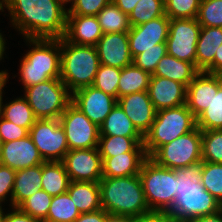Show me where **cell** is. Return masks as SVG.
Masks as SVG:
<instances>
[{
  "label": "cell",
  "instance_id": "obj_1",
  "mask_svg": "<svg viewBox=\"0 0 222 222\" xmlns=\"http://www.w3.org/2000/svg\"><path fill=\"white\" fill-rule=\"evenodd\" d=\"M0 7L8 9L13 27L25 38L64 37L67 10L59 0H0Z\"/></svg>",
  "mask_w": 222,
  "mask_h": 222
},
{
  "label": "cell",
  "instance_id": "obj_2",
  "mask_svg": "<svg viewBox=\"0 0 222 222\" xmlns=\"http://www.w3.org/2000/svg\"><path fill=\"white\" fill-rule=\"evenodd\" d=\"M203 161L188 167L175 169L176 196L166 212L174 222L213 214L222 209L220 202L201 183Z\"/></svg>",
  "mask_w": 222,
  "mask_h": 222
},
{
  "label": "cell",
  "instance_id": "obj_3",
  "mask_svg": "<svg viewBox=\"0 0 222 222\" xmlns=\"http://www.w3.org/2000/svg\"><path fill=\"white\" fill-rule=\"evenodd\" d=\"M101 207L108 214L134 217L151 212L138 175L102 177L99 182Z\"/></svg>",
  "mask_w": 222,
  "mask_h": 222
},
{
  "label": "cell",
  "instance_id": "obj_4",
  "mask_svg": "<svg viewBox=\"0 0 222 222\" xmlns=\"http://www.w3.org/2000/svg\"><path fill=\"white\" fill-rule=\"evenodd\" d=\"M34 45L20 65V80L24 89L49 79H60L61 39L26 38Z\"/></svg>",
  "mask_w": 222,
  "mask_h": 222
},
{
  "label": "cell",
  "instance_id": "obj_5",
  "mask_svg": "<svg viewBox=\"0 0 222 222\" xmlns=\"http://www.w3.org/2000/svg\"><path fill=\"white\" fill-rule=\"evenodd\" d=\"M100 66L95 46L77 45L61 38V81L74 91L92 86Z\"/></svg>",
  "mask_w": 222,
  "mask_h": 222
},
{
  "label": "cell",
  "instance_id": "obj_6",
  "mask_svg": "<svg viewBox=\"0 0 222 222\" xmlns=\"http://www.w3.org/2000/svg\"><path fill=\"white\" fill-rule=\"evenodd\" d=\"M197 127V118L186 104L156 111L150 130L144 135V149L151 157L161 146Z\"/></svg>",
  "mask_w": 222,
  "mask_h": 222
},
{
  "label": "cell",
  "instance_id": "obj_7",
  "mask_svg": "<svg viewBox=\"0 0 222 222\" xmlns=\"http://www.w3.org/2000/svg\"><path fill=\"white\" fill-rule=\"evenodd\" d=\"M139 177L149 209L167 212L172 207L177 193L175 169L160 166L147 157L141 166Z\"/></svg>",
  "mask_w": 222,
  "mask_h": 222
},
{
  "label": "cell",
  "instance_id": "obj_8",
  "mask_svg": "<svg viewBox=\"0 0 222 222\" xmlns=\"http://www.w3.org/2000/svg\"><path fill=\"white\" fill-rule=\"evenodd\" d=\"M24 90L37 119H59L72 102V93L61 79H49Z\"/></svg>",
  "mask_w": 222,
  "mask_h": 222
},
{
  "label": "cell",
  "instance_id": "obj_9",
  "mask_svg": "<svg viewBox=\"0 0 222 222\" xmlns=\"http://www.w3.org/2000/svg\"><path fill=\"white\" fill-rule=\"evenodd\" d=\"M169 169L188 167L202 161V132L196 127L176 140L161 146L151 157Z\"/></svg>",
  "mask_w": 222,
  "mask_h": 222
},
{
  "label": "cell",
  "instance_id": "obj_10",
  "mask_svg": "<svg viewBox=\"0 0 222 222\" xmlns=\"http://www.w3.org/2000/svg\"><path fill=\"white\" fill-rule=\"evenodd\" d=\"M69 150L98 148L100 129L72 102L59 118Z\"/></svg>",
  "mask_w": 222,
  "mask_h": 222
},
{
  "label": "cell",
  "instance_id": "obj_11",
  "mask_svg": "<svg viewBox=\"0 0 222 222\" xmlns=\"http://www.w3.org/2000/svg\"><path fill=\"white\" fill-rule=\"evenodd\" d=\"M29 135L44 161H62L69 151L59 119H37Z\"/></svg>",
  "mask_w": 222,
  "mask_h": 222
},
{
  "label": "cell",
  "instance_id": "obj_12",
  "mask_svg": "<svg viewBox=\"0 0 222 222\" xmlns=\"http://www.w3.org/2000/svg\"><path fill=\"white\" fill-rule=\"evenodd\" d=\"M200 31L201 25L196 18L170 19L166 40L167 54L196 67V44Z\"/></svg>",
  "mask_w": 222,
  "mask_h": 222
},
{
  "label": "cell",
  "instance_id": "obj_13",
  "mask_svg": "<svg viewBox=\"0 0 222 222\" xmlns=\"http://www.w3.org/2000/svg\"><path fill=\"white\" fill-rule=\"evenodd\" d=\"M70 181L99 183L102 159L98 148L69 150L62 160Z\"/></svg>",
  "mask_w": 222,
  "mask_h": 222
},
{
  "label": "cell",
  "instance_id": "obj_14",
  "mask_svg": "<svg viewBox=\"0 0 222 222\" xmlns=\"http://www.w3.org/2000/svg\"><path fill=\"white\" fill-rule=\"evenodd\" d=\"M72 103L100 127L117 104V99L93 86H86L72 93Z\"/></svg>",
  "mask_w": 222,
  "mask_h": 222
},
{
  "label": "cell",
  "instance_id": "obj_15",
  "mask_svg": "<svg viewBox=\"0 0 222 222\" xmlns=\"http://www.w3.org/2000/svg\"><path fill=\"white\" fill-rule=\"evenodd\" d=\"M170 19L164 15L128 31L129 49L132 58L150 48H159V43H166Z\"/></svg>",
  "mask_w": 222,
  "mask_h": 222
},
{
  "label": "cell",
  "instance_id": "obj_16",
  "mask_svg": "<svg viewBox=\"0 0 222 222\" xmlns=\"http://www.w3.org/2000/svg\"><path fill=\"white\" fill-rule=\"evenodd\" d=\"M95 47L100 64L120 69L133 64L128 32L103 34Z\"/></svg>",
  "mask_w": 222,
  "mask_h": 222
},
{
  "label": "cell",
  "instance_id": "obj_17",
  "mask_svg": "<svg viewBox=\"0 0 222 222\" xmlns=\"http://www.w3.org/2000/svg\"><path fill=\"white\" fill-rule=\"evenodd\" d=\"M222 85V75L200 71L187 86L186 105L197 118L210 105L213 90Z\"/></svg>",
  "mask_w": 222,
  "mask_h": 222
},
{
  "label": "cell",
  "instance_id": "obj_18",
  "mask_svg": "<svg viewBox=\"0 0 222 222\" xmlns=\"http://www.w3.org/2000/svg\"><path fill=\"white\" fill-rule=\"evenodd\" d=\"M117 103L136 129L144 136L150 130L156 115L148 91L125 95L118 98Z\"/></svg>",
  "mask_w": 222,
  "mask_h": 222
},
{
  "label": "cell",
  "instance_id": "obj_19",
  "mask_svg": "<svg viewBox=\"0 0 222 222\" xmlns=\"http://www.w3.org/2000/svg\"><path fill=\"white\" fill-rule=\"evenodd\" d=\"M44 162L30 135L19 140L3 143L1 165L17 171L34 167Z\"/></svg>",
  "mask_w": 222,
  "mask_h": 222
},
{
  "label": "cell",
  "instance_id": "obj_20",
  "mask_svg": "<svg viewBox=\"0 0 222 222\" xmlns=\"http://www.w3.org/2000/svg\"><path fill=\"white\" fill-rule=\"evenodd\" d=\"M147 91L156 111L186 104L187 88L168 78L151 76Z\"/></svg>",
  "mask_w": 222,
  "mask_h": 222
},
{
  "label": "cell",
  "instance_id": "obj_21",
  "mask_svg": "<svg viewBox=\"0 0 222 222\" xmlns=\"http://www.w3.org/2000/svg\"><path fill=\"white\" fill-rule=\"evenodd\" d=\"M97 16L67 15L64 39L77 45L96 46L103 36Z\"/></svg>",
  "mask_w": 222,
  "mask_h": 222
},
{
  "label": "cell",
  "instance_id": "obj_22",
  "mask_svg": "<svg viewBox=\"0 0 222 222\" xmlns=\"http://www.w3.org/2000/svg\"><path fill=\"white\" fill-rule=\"evenodd\" d=\"M147 158L146 152H125L102 159V177H128L138 175Z\"/></svg>",
  "mask_w": 222,
  "mask_h": 222
},
{
  "label": "cell",
  "instance_id": "obj_23",
  "mask_svg": "<svg viewBox=\"0 0 222 222\" xmlns=\"http://www.w3.org/2000/svg\"><path fill=\"white\" fill-rule=\"evenodd\" d=\"M42 164L16 171L11 207L18 208L38 189H42Z\"/></svg>",
  "mask_w": 222,
  "mask_h": 222
},
{
  "label": "cell",
  "instance_id": "obj_24",
  "mask_svg": "<svg viewBox=\"0 0 222 222\" xmlns=\"http://www.w3.org/2000/svg\"><path fill=\"white\" fill-rule=\"evenodd\" d=\"M67 193L80 213L102 209L99 183L70 181Z\"/></svg>",
  "mask_w": 222,
  "mask_h": 222
},
{
  "label": "cell",
  "instance_id": "obj_25",
  "mask_svg": "<svg viewBox=\"0 0 222 222\" xmlns=\"http://www.w3.org/2000/svg\"><path fill=\"white\" fill-rule=\"evenodd\" d=\"M200 71L192 64L166 54L151 76H160L183 84L186 88Z\"/></svg>",
  "mask_w": 222,
  "mask_h": 222
},
{
  "label": "cell",
  "instance_id": "obj_26",
  "mask_svg": "<svg viewBox=\"0 0 222 222\" xmlns=\"http://www.w3.org/2000/svg\"><path fill=\"white\" fill-rule=\"evenodd\" d=\"M222 44V28L201 27L196 44V68L205 71L214 61L216 51Z\"/></svg>",
  "mask_w": 222,
  "mask_h": 222
},
{
  "label": "cell",
  "instance_id": "obj_27",
  "mask_svg": "<svg viewBox=\"0 0 222 222\" xmlns=\"http://www.w3.org/2000/svg\"><path fill=\"white\" fill-rule=\"evenodd\" d=\"M144 137L99 136L101 158H110L125 152H145Z\"/></svg>",
  "mask_w": 222,
  "mask_h": 222
},
{
  "label": "cell",
  "instance_id": "obj_28",
  "mask_svg": "<svg viewBox=\"0 0 222 222\" xmlns=\"http://www.w3.org/2000/svg\"><path fill=\"white\" fill-rule=\"evenodd\" d=\"M70 183L62 161H45L42 164V190L49 195L64 194Z\"/></svg>",
  "mask_w": 222,
  "mask_h": 222
},
{
  "label": "cell",
  "instance_id": "obj_29",
  "mask_svg": "<svg viewBox=\"0 0 222 222\" xmlns=\"http://www.w3.org/2000/svg\"><path fill=\"white\" fill-rule=\"evenodd\" d=\"M99 129L100 136L144 137L118 103L113 107Z\"/></svg>",
  "mask_w": 222,
  "mask_h": 222
},
{
  "label": "cell",
  "instance_id": "obj_30",
  "mask_svg": "<svg viewBox=\"0 0 222 222\" xmlns=\"http://www.w3.org/2000/svg\"><path fill=\"white\" fill-rule=\"evenodd\" d=\"M151 75L134 64L121 69L118 98L128 94L147 91Z\"/></svg>",
  "mask_w": 222,
  "mask_h": 222
},
{
  "label": "cell",
  "instance_id": "obj_31",
  "mask_svg": "<svg viewBox=\"0 0 222 222\" xmlns=\"http://www.w3.org/2000/svg\"><path fill=\"white\" fill-rule=\"evenodd\" d=\"M1 117L28 131L37 120L25 97L16 98L6 105L2 102Z\"/></svg>",
  "mask_w": 222,
  "mask_h": 222
},
{
  "label": "cell",
  "instance_id": "obj_32",
  "mask_svg": "<svg viewBox=\"0 0 222 222\" xmlns=\"http://www.w3.org/2000/svg\"><path fill=\"white\" fill-rule=\"evenodd\" d=\"M97 18L104 34L128 32L131 29L129 17L110 1Z\"/></svg>",
  "mask_w": 222,
  "mask_h": 222
},
{
  "label": "cell",
  "instance_id": "obj_33",
  "mask_svg": "<svg viewBox=\"0 0 222 222\" xmlns=\"http://www.w3.org/2000/svg\"><path fill=\"white\" fill-rule=\"evenodd\" d=\"M80 214L66 192L52 197L47 218L43 222H74Z\"/></svg>",
  "mask_w": 222,
  "mask_h": 222
},
{
  "label": "cell",
  "instance_id": "obj_34",
  "mask_svg": "<svg viewBox=\"0 0 222 222\" xmlns=\"http://www.w3.org/2000/svg\"><path fill=\"white\" fill-rule=\"evenodd\" d=\"M197 127L201 131L222 129V85L213 90L209 107L197 117Z\"/></svg>",
  "mask_w": 222,
  "mask_h": 222
},
{
  "label": "cell",
  "instance_id": "obj_35",
  "mask_svg": "<svg viewBox=\"0 0 222 222\" xmlns=\"http://www.w3.org/2000/svg\"><path fill=\"white\" fill-rule=\"evenodd\" d=\"M165 15L164 0H140L128 15L131 27Z\"/></svg>",
  "mask_w": 222,
  "mask_h": 222
},
{
  "label": "cell",
  "instance_id": "obj_36",
  "mask_svg": "<svg viewBox=\"0 0 222 222\" xmlns=\"http://www.w3.org/2000/svg\"><path fill=\"white\" fill-rule=\"evenodd\" d=\"M52 195H49L46 191L38 189L32 196L27 198L18 208L36 218L40 222H43L48 215L49 207L52 201Z\"/></svg>",
  "mask_w": 222,
  "mask_h": 222
},
{
  "label": "cell",
  "instance_id": "obj_37",
  "mask_svg": "<svg viewBox=\"0 0 222 222\" xmlns=\"http://www.w3.org/2000/svg\"><path fill=\"white\" fill-rule=\"evenodd\" d=\"M121 69L100 64L92 86L118 99Z\"/></svg>",
  "mask_w": 222,
  "mask_h": 222
},
{
  "label": "cell",
  "instance_id": "obj_38",
  "mask_svg": "<svg viewBox=\"0 0 222 222\" xmlns=\"http://www.w3.org/2000/svg\"><path fill=\"white\" fill-rule=\"evenodd\" d=\"M201 183L222 205V164L203 162Z\"/></svg>",
  "mask_w": 222,
  "mask_h": 222
},
{
  "label": "cell",
  "instance_id": "obj_39",
  "mask_svg": "<svg viewBox=\"0 0 222 222\" xmlns=\"http://www.w3.org/2000/svg\"><path fill=\"white\" fill-rule=\"evenodd\" d=\"M202 132V161L222 164V129Z\"/></svg>",
  "mask_w": 222,
  "mask_h": 222
},
{
  "label": "cell",
  "instance_id": "obj_40",
  "mask_svg": "<svg viewBox=\"0 0 222 222\" xmlns=\"http://www.w3.org/2000/svg\"><path fill=\"white\" fill-rule=\"evenodd\" d=\"M165 15L169 19L197 18L201 0H164Z\"/></svg>",
  "mask_w": 222,
  "mask_h": 222
},
{
  "label": "cell",
  "instance_id": "obj_41",
  "mask_svg": "<svg viewBox=\"0 0 222 222\" xmlns=\"http://www.w3.org/2000/svg\"><path fill=\"white\" fill-rule=\"evenodd\" d=\"M196 19L201 27L222 28V0H201Z\"/></svg>",
  "mask_w": 222,
  "mask_h": 222
},
{
  "label": "cell",
  "instance_id": "obj_42",
  "mask_svg": "<svg viewBox=\"0 0 222 222\" xmlns=\"http://www.w3.org/2000/svg\"><path fill=\"white\" fill-rule=\"evenodd\" d=\"M167 54L166 43H159V48H150L133 58V64L153 75L160 59Z\"/></svg>",
  "mask_w": 222,
  "mask_h": 222
},
{
  "label": "cell",
  "instance_id": "obj_43",
  "mask_svg": "<svg viewBox=\"0 0 222 222\" xmlns=\"http://www.w3.org/2000/svg\"><path fill=\"white\" fill-rule=\"evenodd\" d=\"M112 0H74L67 15L97 16Z\"/></svg>",
  "mask_w": 222,
  "mask_h": 222
},
{
  "label": "cell",
  "instance_id": "obj_44",
  "mask_svg": "<svg viewBox=\"0 0 222 222\" xmlns=\"http://www.w3.org/2000/svg\"><path fill=\"white\" fill-rule=\"evenodd\" d=\"M29 135L26 128L17 126L0 116V138L4 143L25 138Z\"/></svg>",
  "mask_w": 222,
  "mask_h": 222
},
{
  "label": "cell",
  "instance_id": "obj_45",
  "mask_svg": "<svg viewBox=\"0 0 222 222\" xmlns=\"http://www.w3.org/2000/svg\"><path fill=\"white\" fill-rule=\"evenodd\" d=\"M16 171L0 164V206L10 196L12 204V191L14 187ZM10 193V194H8Z\"/></svg>",
  "mask_w": 222,
  "mask_h": 222
},
{
  "label": "cell",
  "instance_id": "obj_46",
  "mask_svg": "<svg viewBox=\"0 0 222 222\" xmlns=\"http://www.w3.org/2000/svg\"><path fill=\"white\" fill-rule=\"evenodd\" d=\"M129 222H174L166 212L151 211L149 213L129 217Z\"/></svg>",
  "mask_w": 222,
  "mask_h": 222
},
{
  "label": "cell",
  "instance_id": "obj_47",
  "mask_svg": "<svg viewBox=\"0 0 222 222\" xmlns=\"http://www.w3.org/2000/svg\"><path fill=\"white\" fill-rule=\"evenodd\" d=\"M12 212L4 213L3 222H40L29 214L22 212L19 208L13 207Z\"/></svg>",
  "mask_w": 222,
  "mask_h": 222
},
{
  "label": "cell",
  "instance_id": "obj_48",
  "mask_svg": "<svg viewBox=\"0 0 222 222\" xmlns=\"http://www.w3.org/2000/svg\"><path fill=\"white\" fill-rule=\"evenodd\" d=\"M108 213L104 209H99L89 213H81L74 222H106Z\"/></svg>",
  "mask_w": 222,
  "mask_h": 222
},
{
  "label": "cell",
  "instance_id": "obj_49",
  "mask_svg": "<svg viewBox=\"0 0 222 222\" xmlns=\"http://www.w3.org/2000/svg\"><path fill=\"white\" fill-rule=\"evenodd\" d=\"M210 74L222 75V44L216 51L213 63L204 71Z\"/></svg>",
  "mask_w": 222,
  "mask_h": 222
},
{
  "label": "cell",
  "instance_id": "obj_50",
  "mask_svg": "<svg viewBox=\"0 0 222 222\" xmlns=\"http://www.w3.org/2000/svg\"><path fill=\"white\" fill-rule=\"evenodd\" d=\"M140 0H112V2L123 12L129 15Z\"/></svg>",
  "mask_w": 222,
  "mask_h": 222
},
{
  "label": "cell",
  "instance_id": "obj_51",
  "mask_svg": "<svg viewBox=\"0 0 222 222\" xmlns=\"http://www.w3.org/2000/svg\"><path fill=\"white\" fill-rule=\"evenodd\" d=\"M187 222H222V209L213 214L189 219Z\"/></svg>",
  "mask_w": 222,
  "mask_h": 222
},
{
  "label": "cell",
  "instance_id": "obj_52",
  "mask_svg": "<svg viewBox=\"0 0 222 222\" xmlns=\"http://www.w3.org/2000/svg\"><path fill=\"white\" fill-rule=\"evenodd\" d=\"M106 222H129V216L108 214Z\"/></svg>",
  "mask_w": 222,
  "mask_h": 222
},
{
  "label": "cell",
  "instance_id": "obj_53",
  "mask_svg": "<svg viewBox=\"0 0 222 222\" xmlns=\"http://www.w3.org/2000/svg\"><path fill=\"white\" fill-rule=\"evenodd\" d=\"M5 38H3L2 33H0V60L3 58V54L5 53ZM0 73H6L5 71H1Z\"/></svg>",
  "mask_w": 222,
  "mask_h": 222
},
{
  "label": "cell",
  "instance_id": "obj_54",
  "mask_svg": "<svg viewBox=\"0 0 222 222\" xmlns=\"http://www.w3.org/2000/svg\"><path fill=\"white\" fill-rule=\"evenodd\" d=\"M8 73H0V88L6 83L8 79Z\"/></svg>",
  "mask_w": 222,
  "mask_h": 222
},
{
  "label": "cell",
  "instance_id": "obj_55",
  "mask_svg": "<svg viewBox=\"0 0 222 222\" xmlns=\"http://www.w3.org/2000/svg\"><path fill=\"white\" fill-rule=\"evenodd\" d=\"M6 85V83L0 88V116H1V107H2V95H3V92H2V90H3V88H4V86Z\"/></svg>",
  "mask_w": 222,
  "mask_h": 222
},
{
  "label": "cell",
  "instance_id": "obj_56",
  "mask_svg": "<svg viewBox=\"0 0 222 222\" xmlns=\"http://www.w3.org/2000/svg\"><path fill=\"white\" fill-rule=\"evenodd\" d=\"M4 212L2 209V205L0 206V222H3Z\"/></svg>",
  "mask_w": 222,
  "mask_h": 222
},
{
  "label": "cell",
  "instance_id": "obj_57",
  "mask_svg": "<svg viewBox=\"0 0 222 222\" xmlns=\"http://www.w3.org/2000/svg\"><path fill=\"white\" fill-rule=\"evenodd\" d=\"M3 141L2 139L0 138V159H1V156H2V151H3Z\"/></svg>",
  "mask_w": 222,
  "mask_h": 222
},
{
  "label": "cell",
  "instance_id": "obj_58",
  "mask_svg": "<svg viewBox=\"0 0 222 222\" xmlns=\"http://www.w3.org/2000/svg\"><path fill=\"white\" fill-rule=\"evenodd\" d=\"M63 5L67 4V3H71L73 2L74 0H59Z\"/></svg>",
  "mask_w": 222,
  "mask_h": 222
}]
</instances>
